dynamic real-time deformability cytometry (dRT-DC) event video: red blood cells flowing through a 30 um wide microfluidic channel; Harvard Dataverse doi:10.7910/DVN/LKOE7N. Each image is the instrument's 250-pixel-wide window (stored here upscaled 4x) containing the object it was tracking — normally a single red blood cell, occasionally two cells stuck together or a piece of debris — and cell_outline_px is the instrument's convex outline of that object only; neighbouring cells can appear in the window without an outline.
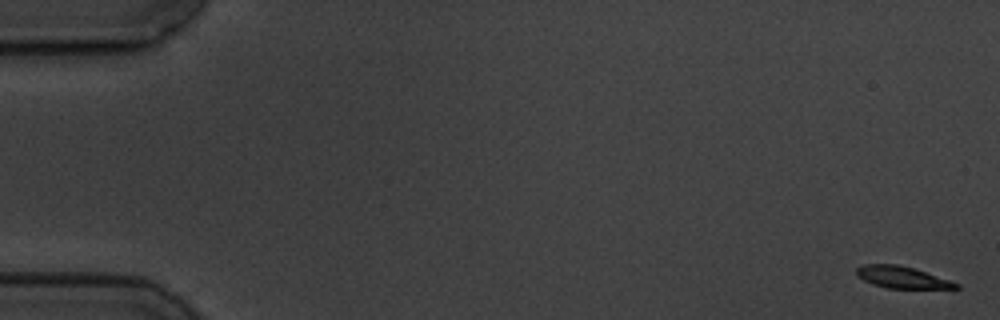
{"species": "common noctule bat (a hibernating species)", "species_latin": "Nyctalus noctula", "temperature_condition": "cold", "stored_images_in_passage": 9, "camera_frame_rate_fps": 3000, "um_per_image_px": 0.085, "animal": {"sex": "male", "body_mass_g": 19.5, "forearm_length_mm": 54.6}, "frame": {"image": 1, "passage_image": 1, "time_ms": 0.0, "image_size_px": [1000, 320], "cell_outline_px": [[960, 288], [888, 288], [872, 284], [856, 276], [856, 268], [864, 264], [896, 264], [912, 268], [960, 284]], "centroid_in_image_um": [76.6, 23.57], "position_along_channel_um": 8.4, "area_um2": 12.37}}
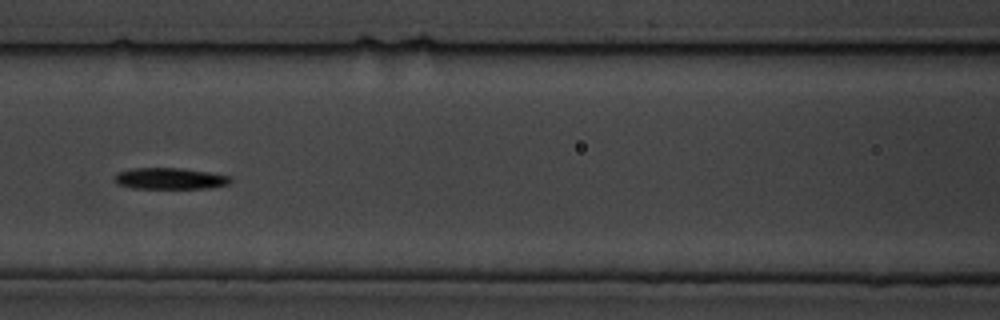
{"frame": {"image": 2, "passage_image": 8, "time_ms": 8.333, "image_size_px": [1000, 320], "cell_outline_px": [[232, 180], [228, 184], [208, 188], [132, 188], [116, 184], [112, 176], [116, 172], [132, 168], [184, 168], [232, 176]], "centroid_in_image_um": [14.4, 15.17], "position_along_channel_um": 152.2, "area_um2": 14.62}}
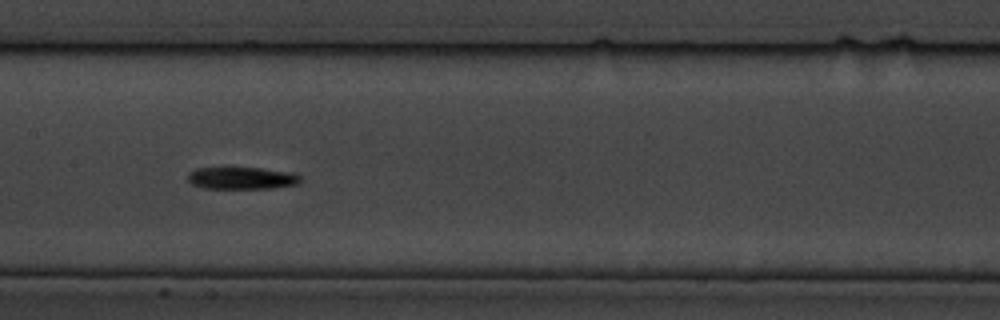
{"frame": {"image": 3, "passage_image": 9, "time_ms": 9.333, "image_size_px": [1000, 320], "cell_outline_px": [[304, 180], [296, 184], [272, 188], [204, 188], [192, 184], [188, 180], [188, 172], [196, 168], [260, 168], [292, 172], [300, 176]], "centroid_in_image_um": [20.57, 15.13], "position_along_channel_um": 186.8, "area_um2": 14.51}}